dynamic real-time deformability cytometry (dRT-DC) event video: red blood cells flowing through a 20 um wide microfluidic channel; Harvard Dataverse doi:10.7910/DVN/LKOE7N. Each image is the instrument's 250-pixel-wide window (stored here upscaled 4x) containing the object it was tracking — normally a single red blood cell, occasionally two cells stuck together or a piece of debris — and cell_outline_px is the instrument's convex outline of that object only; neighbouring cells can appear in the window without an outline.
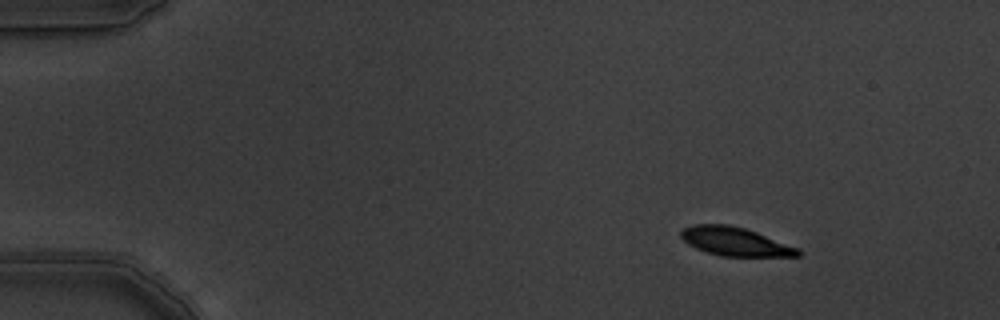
{"species": "common noctule bat (a hibernating species)", "species_latin": "Nyctalus noctula", "temperature_condition": "warm", "stored_images_in_passage": 6, "camera_frame_rate_fps": 3000, "um_per_image_px": 0.085, "animal": {"sex": "male", "body_mass_g": 19.5, "forearm_length_mm": 54.6}, "frame": {"image": 1, "passage_image": 2, "time_ms": 0.333, "image_size_px": [1000, 320], "cell_outline_px": [[800, 256], [720, 256], [696, 248], [688, 244], [680, 236], [680, 232], [684, 228], [692, 224], [728, 224], [744, 228], [756, 232], [800, 248]], "centroid_in_image_um": [62.48, 20.52], "position_along_channel_um": 22.5, "area_um2": 19.42}}